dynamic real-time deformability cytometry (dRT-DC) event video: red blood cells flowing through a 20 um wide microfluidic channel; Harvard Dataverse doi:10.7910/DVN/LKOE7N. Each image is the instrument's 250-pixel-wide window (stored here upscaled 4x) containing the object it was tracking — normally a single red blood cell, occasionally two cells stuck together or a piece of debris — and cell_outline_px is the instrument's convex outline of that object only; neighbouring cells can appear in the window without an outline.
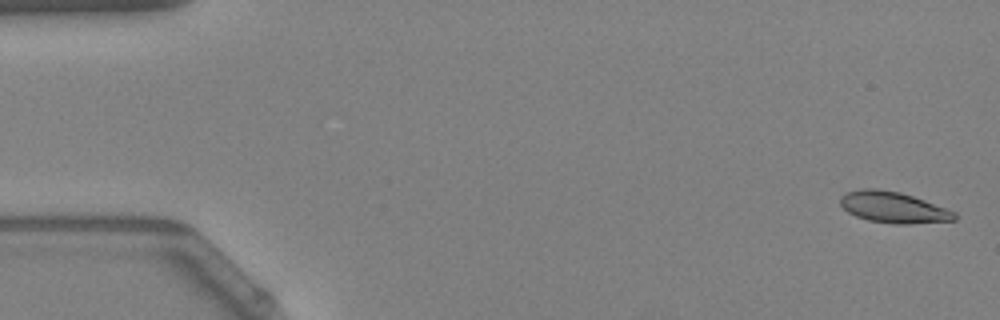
{"species": "Egyptian fruit bat (a non-hibernating species)", "species_latin": "Rousettus aegyptiacus", "temperature_condition": "warm", "stored_images_in_passage": 13, "camera_frame_rate_fps": 3000, "um_per_image_px": 0.085, "animal": {"sex": "female"}, "frame": {"image": 1, "passage_image": 2, "time_ms": 0.333, "image_size_px": [1000, 320], "cell_outline_px": [[956, 220], [908, 224], [892, 224], [868, 220], [856, 216], [848, 212], [840, 204], [840, 196], [844, 192], [860, 188], [876, 188], [900, 192], [924, 200], [956, 212]], "centroid_in_image_um": [75.89, 17.61], "position_along_channel_um": 9.1, "area_um2": 20.81}}